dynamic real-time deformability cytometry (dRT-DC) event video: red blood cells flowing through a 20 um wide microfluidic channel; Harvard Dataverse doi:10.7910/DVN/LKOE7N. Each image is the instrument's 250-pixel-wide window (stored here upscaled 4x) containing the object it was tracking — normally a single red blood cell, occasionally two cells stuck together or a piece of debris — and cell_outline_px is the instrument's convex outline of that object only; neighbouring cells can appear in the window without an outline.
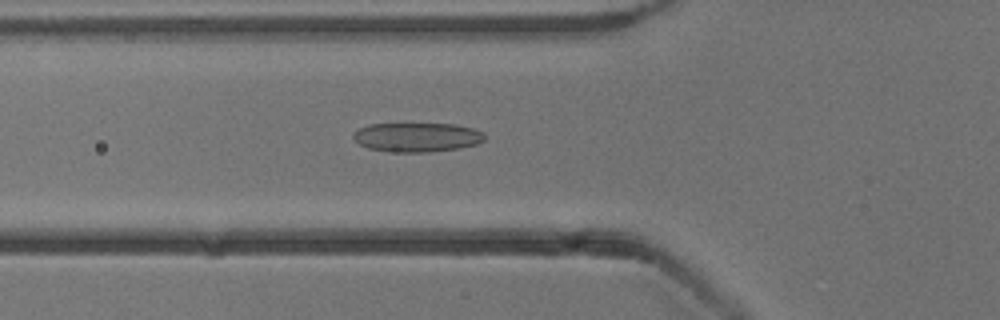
{"species": "common noctule bat (a hibernating species)", "species_latin": "Nyctalus noctula", "temperature_condition": "cold", "stored_images_in_passage": 53, "camera_frame_rate_fps": 3000, "um_per_image_px": 0.085, "animal": {"sex": "male", "body_mass_g": 13.3}, "frame": {"image": 1, "passage_image": 19, "time_ms": 6.0, "image_size_px": [1000, 320], "cell_outline_px": [[484, 140], [476, 144], [460, 148], [428, 152], [396, 152], [368, 148], [360, 144], [352, 136], [360, 128], [368, 124], [456, 124], [472, 128], [484, 132]], "centroid_in_image_um": [35.47, 11.66], "position_along_channel_um": 90.3, "area_um2": 22.2}}
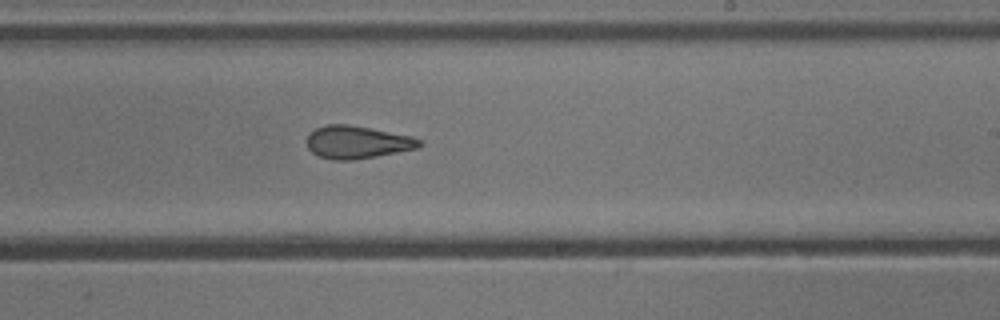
{"frame": {"image": 2, "passage_image": 32, "time_ms": 10.333, "image_size_px": [1000, 320], "cell_outline_px": [[420, 144], [416, 148], [376, 156], [352, 160], [332, 160], [320, 156], [312, 152], [308, 148], [308, 136], [316, 128], [324, 124], [348, 124], [412, 136], [420, 140]], "centroid_in_image_um": [30.33, 12.08], "position_along_channel_um": 258.7, "area_um2": 21.1}}
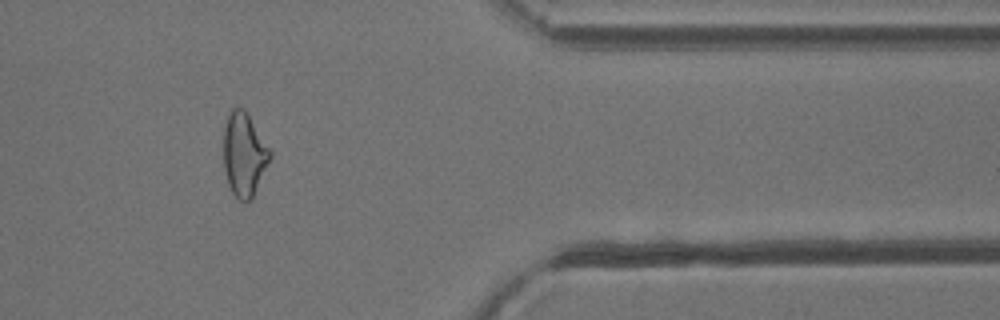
{"frame": {"image": 3, "passage_image": 44, "time_ms": 14.333, "image_size_px": [1000, 320], "cell_outline_px": [[272, 156], [252, 200], [240, 200], [232, 192], [228, 184], [224, 168], [224, 124], [228, 112], [232, 108], [244, 108], [272, 152]], "centroid_in_image_um": [20.75, 13.12], "position_along_channel_um": 390.7, "area_um2": 22.66}, "authors_computed_cell_mechanics": {"area_um2": 22.6576, "velocity_mm_per_s": 3.8735, "shape_relaxation_time_tau1_ms": null, "shape_relaxation_time_tau2_ms": 2.5386, "deformation_change_tau1": null, "deformation_change_tau2": 0.118}}